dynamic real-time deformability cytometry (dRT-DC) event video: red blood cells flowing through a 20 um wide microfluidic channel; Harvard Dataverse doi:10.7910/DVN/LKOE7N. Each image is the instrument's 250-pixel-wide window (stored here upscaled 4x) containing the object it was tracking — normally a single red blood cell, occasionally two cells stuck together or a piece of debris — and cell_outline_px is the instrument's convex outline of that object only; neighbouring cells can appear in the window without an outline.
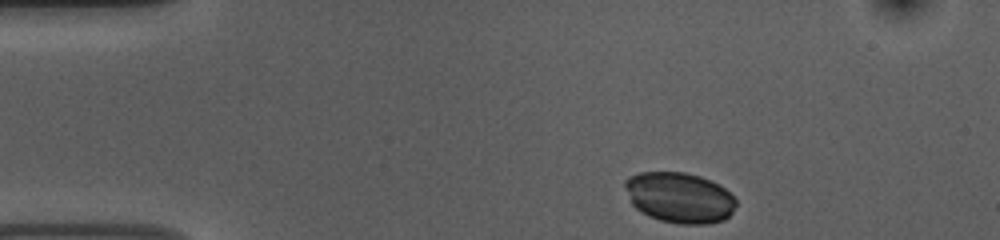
{"species": "common noctule bat (a hibernating species)", "species_latin": "Nyctalus noctula", "temperature_condition": "room temperature", "stored_images_in_passage": 39, "camera_frame_rate_fps": 3000, "um_per_image_px": 0.085, "animal": {"sex": "female", "body_mass_g": 10.0, "forearm_length_mm": 53.1}, "frame": {"image": 1, "passage_image": 1, "time_ms": 0.0, "image_size_px": [1000, 240], "cell_outline_px": [[736, 204], [732, 212], [724, 220], [708, 224], [680, 224], [660, 220], [648, 216], [640, 212], [632, 204], [624, 184], [624, 180], [628, 176], [640, 172], [684, 172], [700, 176], [724, 188], [736, 200]], "centroid_in_image_um": [57.73, 16.8], "position_along_channel_um": 27.3, "area_um2": 32.66}}
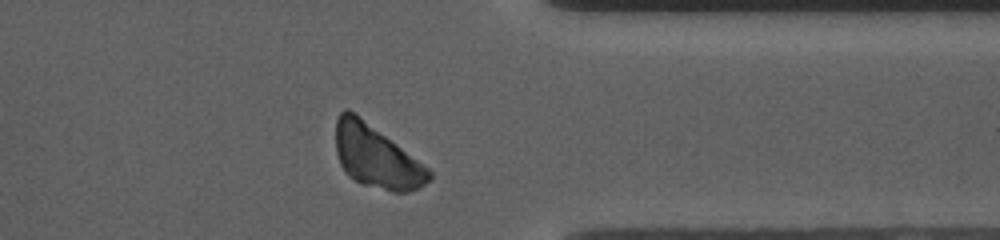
{"frame": {"image": 2, "passage_image": 35, "time_ms": 11.333, "image_size_px": [1000, 240], "cell_outline_px": [[432, 180], [420, 188], [408, 192], [392, 192], [360, 184], [348, 176], [344, 172], [340, 164], [336, 152], [336, 120], [340, 112], [344, 108], [348, 108], [428, 168], [432, 172]], "centroid_in_image_um": [31.97, 13.36], "position_along_channel_um": 379.4, "area_um2": 33.81}}